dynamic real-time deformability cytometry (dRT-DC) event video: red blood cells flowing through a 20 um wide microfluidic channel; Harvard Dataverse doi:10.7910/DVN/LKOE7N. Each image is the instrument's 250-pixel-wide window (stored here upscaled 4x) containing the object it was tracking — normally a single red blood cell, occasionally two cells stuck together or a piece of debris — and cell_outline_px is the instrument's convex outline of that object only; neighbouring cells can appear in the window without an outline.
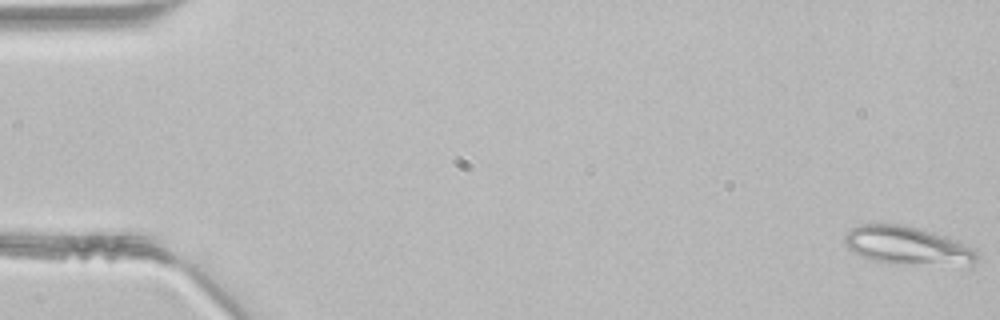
{"species": "common noctule bat (a hibernating species)", "species_latin": "Nyctalus noctula", "temperature_condition": "room temperature", "stored_images_in_passage": 46, "segment_of_instrument_passage": [1, 2], "camera_frame_rate_fps": 3000, "um_per_image_px": 0.085, "animal": {"sex": "male", "body_mass_g": 21.5, "forearm_length_mm": 52.0}, "frame": {"image": 1, "passage_image": 1, "time_ms": 0.0, "image_size_px": [1000, 320], "cell_outline_px": [[980, 256], [972, 268], [968, 268], [896, 264], [872, 260], [860, 256], [848, 248], [844, 240], [844, 236], [852, 228], [860, 224], [900, 224], [932, 232], [956, 240], [976, 248]], "centroid_in_image_um": [77.28, 20.95], "position_along_channel_um": 7.7, "area_um2": 30.58}}
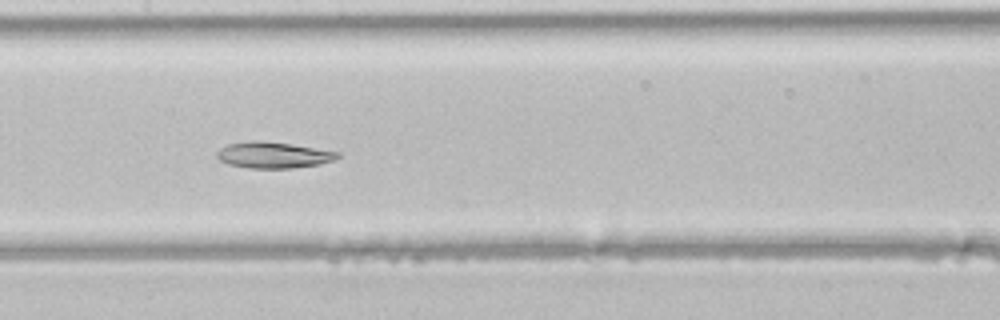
{"frame": {"image": 2, "passage_image": 23, "time_ms": 7.333, "image_size_px": [1000, 320], "cell_outline_px": [[340, 156], [336, 160], [320, 164], [292, 168], [248, 168], [228, 164], [220, 160], [216, 156], [216, 152], [220, 148], [228, 144], [252, 140], [260, 140], [292, 144], [340, 152]], "centroid_in_image_um": [23.24, 13.17], "position_along_channel_um": 184.2, "area_um2": 18.55}}
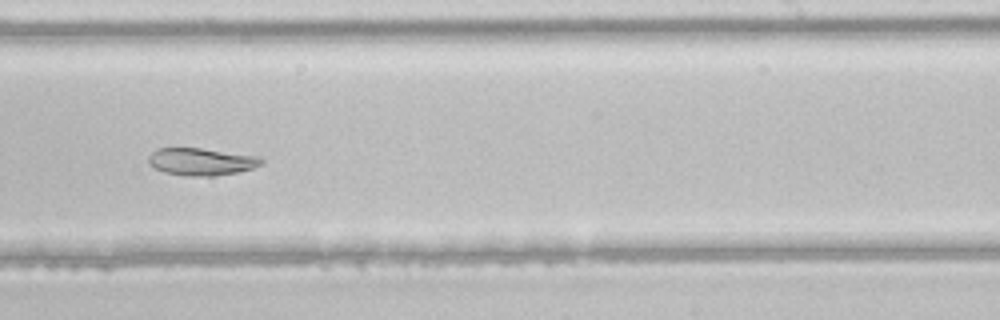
{"frame": {"image": 3, "passage_image": 29, "time_ms": 9.333, "image_size_px": [1000, 320], "cell_outline_px": [[264, 164], [252, 168], [236, 172], [216, 176], [188, 176], [164, 172], [148, 164], [148, 156], [156, 148], [200, 148], [260, 156], [264, 160]], "centroid_in_image_um": [17.12, 13.74], "position_along_channel_um": 271.9, "area_um2": 18.09}}